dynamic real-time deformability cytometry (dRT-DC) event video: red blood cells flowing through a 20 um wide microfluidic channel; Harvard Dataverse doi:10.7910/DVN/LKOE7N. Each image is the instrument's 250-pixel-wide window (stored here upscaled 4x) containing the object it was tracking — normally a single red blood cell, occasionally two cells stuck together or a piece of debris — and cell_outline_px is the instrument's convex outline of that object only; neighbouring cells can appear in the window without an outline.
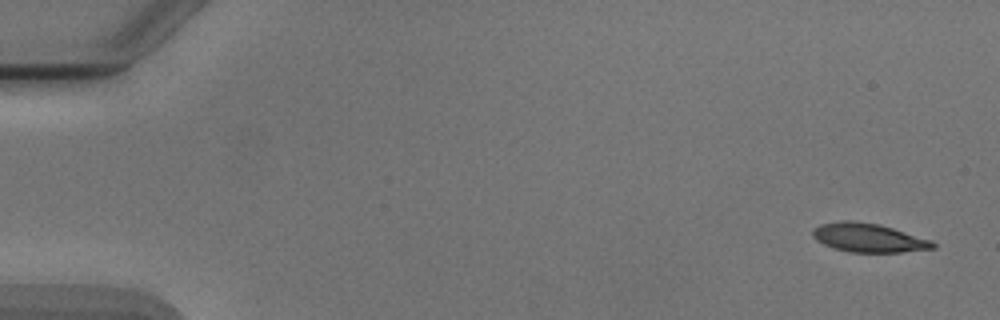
{"species": "Egyptian fruit bat (a non-hibernating species)", "species_latin": "Rousettus aegyptiacus", "temperature_condition": "cold", "stored_images_in_passage": 5, "camera_frame_rate_fps": 3000, "um_per_image_px": 0.085, "animal": {"sex": "male"}, "frame": {"image": 1, "passage_image": 1, "time_ms": 0.0, "image_size_px": [1000, 320], "cell_outline_px": [[936, 248], [900, 252], [848, 252], [832, 248], [816, 240], [812, 236], [812, 228], [820, 224], [840, 220], [852, 220], [880, 224], [932, 240], [936, 244]], "centroid_in_image_um": [73.79, 20.2], "position_along_channel_um": 11.2, "area_um2": 20.4}}
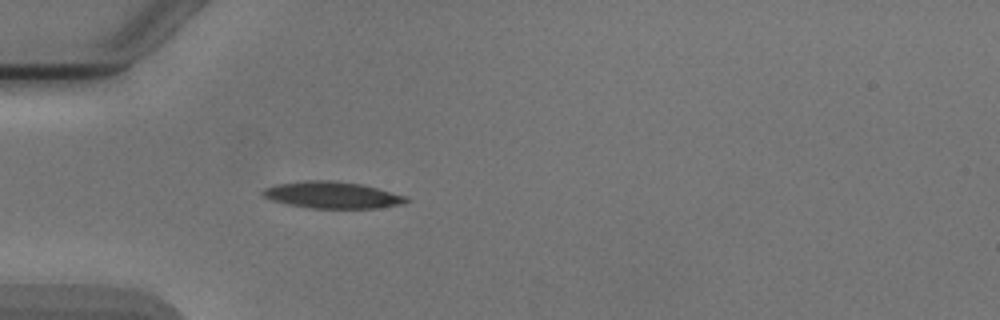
{"frame": {"image": 2, "passage_image": 5, "time_ms": 4.667, "image_size_px": [1000, 320], "cell_outline_px": [[408, 200], [404, 204], [380, 208], [308, 208], [288, 204], [272, 200], [264, 196], [260, 192], [264, 188], [276, 184], [308, 180], [336, 180], [360, 184], [408, 196]], "centroid_in_image_um": [28.25, 16.57], "position_along_channel_um": 56.8, "area_um2": 22.37}}